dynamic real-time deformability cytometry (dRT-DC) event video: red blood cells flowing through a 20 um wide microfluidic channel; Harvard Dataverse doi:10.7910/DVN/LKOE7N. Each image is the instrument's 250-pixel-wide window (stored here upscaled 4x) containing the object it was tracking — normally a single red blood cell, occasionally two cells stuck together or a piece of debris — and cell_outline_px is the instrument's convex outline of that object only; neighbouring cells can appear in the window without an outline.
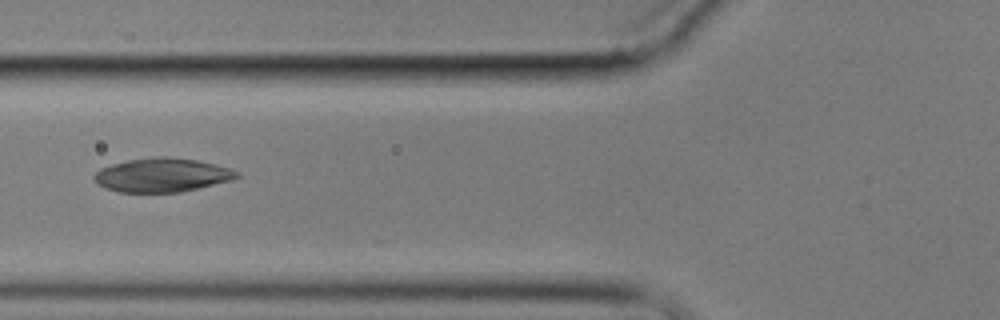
{"species": "common noctule bat (a hibernating species)", "species_latin": "Nyctalus noctula", "temperature_condition": "cold", "stored_images_in_passage": 9, "camera_frame_rate_fps": 3000, "um_per_image_px": 0.085, "animal": {"sex": "male", "body_mass_g": 17.9}, "frame": {"image": 1, "passage_image": 6, "time_ms": 6.667, "image_size_px": [1000, 320], "cell_outline_px": [[240, 176], [232, 180], [180, 192], [120, 192], [104, 188], [92, 176], [100, 168], [112, 164], [128, 160], [156, 156], [168, 156], [196, 160], [228, 168], [240, 172]], "centroid_in_image_um": [13.77, 14.87], "position_along_channel_um": 112.0, "area_um2": 27.98}}
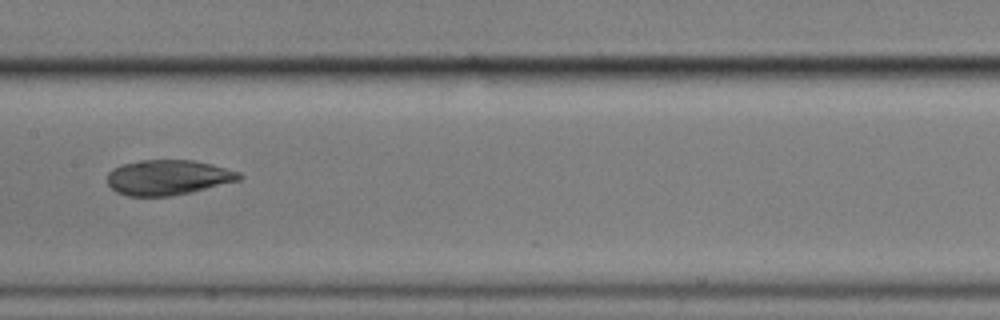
{"frame": {"image": 2, "passage_image": 8, "time_ms": 9.0, "image_size_px": [1000, 320], "cell_outline_px": [[244, 176], [240, 180], [188, 192], [168, 196], [128, 196], [116, 192], [108, 184], [108, 172], [112, 168], [120, 164], [140, 160], [192, 160], [212, 164], [240, 172]], "centroid_in_image_um": [14.25, 15.07], "position_along_channel_um": 193.1, "area_um2": 26.93}}
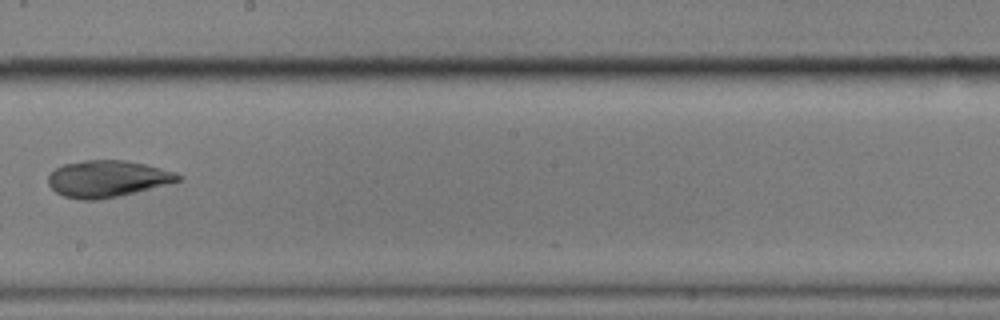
{"frame": {"image": 3, "passage_image": 9, "time_ms": 10.333, "image_size_px": [1000, 320], "cell_outline_px": [[184, 176], [180, 180], [136, 192], [120, 196], [100, 200], [80, 200], [64, 196], [56, 192], [48, 184], [48, 176], [56, 168], [64, 164], [84, 160], [124, 160], [144, 164], [160, 168]], "centroid_in_image_um": [9.09, 15.2], "position_along_channel_um": 239.1, "area_um2": 27.57}}